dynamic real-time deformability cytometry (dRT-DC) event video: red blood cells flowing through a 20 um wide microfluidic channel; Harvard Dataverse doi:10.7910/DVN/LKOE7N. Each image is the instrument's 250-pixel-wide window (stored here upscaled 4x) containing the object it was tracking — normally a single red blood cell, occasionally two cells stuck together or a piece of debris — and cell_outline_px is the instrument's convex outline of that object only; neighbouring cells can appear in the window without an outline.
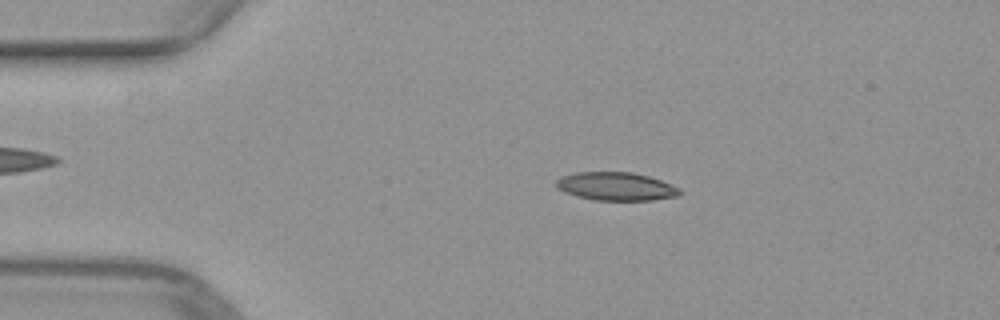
{"species": "common noctule bat (a hibernating species)", "species_latin": "Nyctalus noctula", "temperature_condition": "warm", "stored_images_in_passage": 49, "camera_frame_rate_fps": 3000, "um_per_image_px": 0.085, "animal": {"sex": "female", "body_mass_g": 29.2, "forearm_length_mm": 56.3}, "frame": {"image": 1, "passage_image": 9, "time_ms": 2.667, "image_size_px": [1000, 320], "cell_outline_px": [[680, 192], [676, 196], [652, 200], [592, 200], [576, 196], [564, 192], [556, 188], [556, 180], [560, 176], [576, 172], [632, 172], [648, 176], [660, 180], [680, 188]], "centroid_in_image_um": [52.3, 15.84], "position_along_channel_um": 32.7, "area_um2": 20.35}}
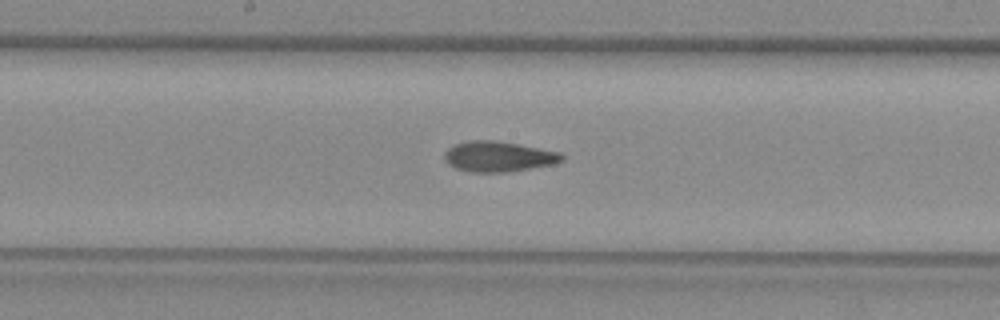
{"frame": {"image": 2, "passage_image": 25, "time_ms": 8.0, "image_size_px": [1000, 320], "cell_outline_px": [[564, 160], [556, 164], [508, 172], [472, 172], [456, 168], [448, 164], [444, 156], [444, 152], [448, 148], [456, 144], [468, 140], [492, 140], [516, 144], [560, 152], [564, 156]], "centroid_in_image_um": [42.38, 13.31], "position_along_channel_um": 205.8, "area_um2": 20.75}}
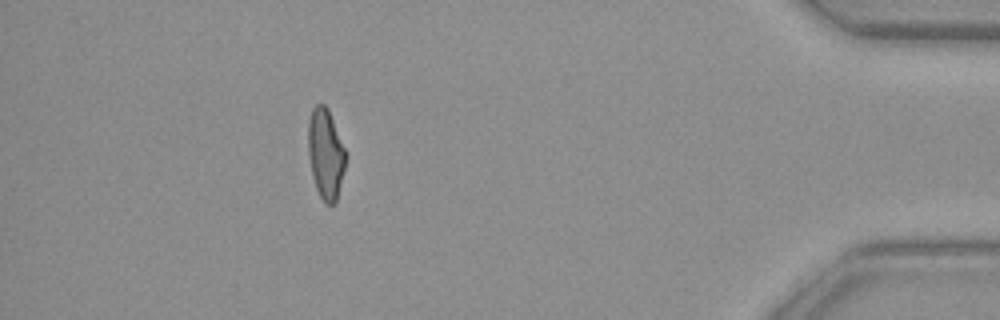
{"frame": {"image": 3, "passage_image": 44, "time_ms": 14.333, "image_size_px": [1000, 320], "cell_outline_px": [[348, 152], [336, 204], [324, 204], [316, 188], [312, 176], [308, 156], [308, 120], [312, 108], [316, 104], [324, 104], [328, 108]], "centroid_in_image_um": [27.69, 13.06], "position_along_channel_um": 407.5, "area_um2": 20.29}}